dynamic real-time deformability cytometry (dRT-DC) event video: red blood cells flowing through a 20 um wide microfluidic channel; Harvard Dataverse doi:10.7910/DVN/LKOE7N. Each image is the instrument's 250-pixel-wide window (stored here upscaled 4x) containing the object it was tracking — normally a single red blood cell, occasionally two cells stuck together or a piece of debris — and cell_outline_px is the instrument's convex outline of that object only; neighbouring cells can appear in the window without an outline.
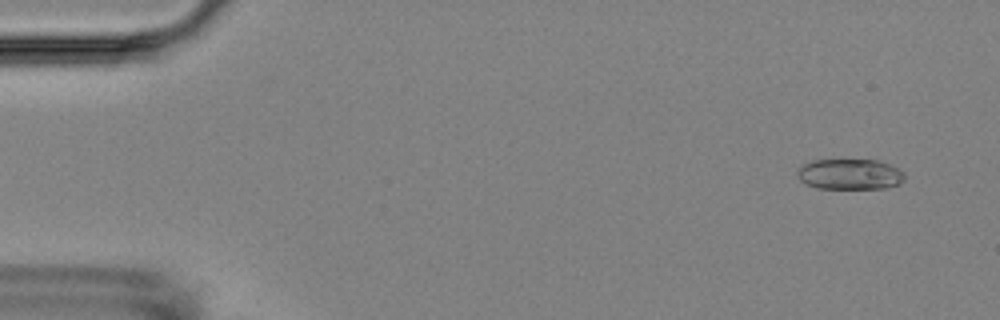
{"species": "Egyptian fruit bat (a non-hibernating species)", "species_latin": "Rousettus aegyptiacus", "temperature_condition": "room temperature", "stored_images_in_passage": 4, "camera_frame_rate_fps": 3000, "um_per_image_px": 0.085, "animal": {"sex": "female"}, "frame": {"image": 1, "passage_image": 4, "time_ms": 4.667, "image_size_px": [1000, 320], "cell_outline_px": [[904, 180], [900, 184], [884, 188], [816, 188], [800, 180], [796, 172], [804, 164], [812, 160], [876, 160], [888, 164], [904, 172]], "centroid_in_image_um": [72.24, 14.81], "position_along_channel_um": 12.8, "area_um2": 18.96}}